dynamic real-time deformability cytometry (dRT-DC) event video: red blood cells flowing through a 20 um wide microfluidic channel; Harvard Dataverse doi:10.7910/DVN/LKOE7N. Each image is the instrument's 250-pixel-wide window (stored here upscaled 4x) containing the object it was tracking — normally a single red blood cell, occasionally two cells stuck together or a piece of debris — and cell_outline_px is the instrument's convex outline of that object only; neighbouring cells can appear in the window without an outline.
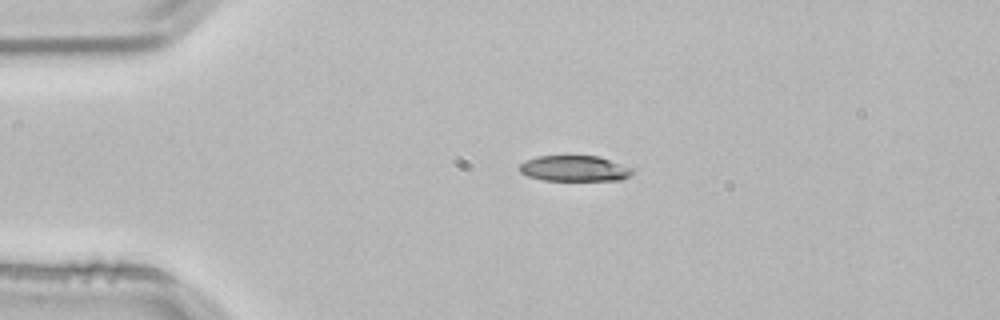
{"species": "common noctule bat (a hibernating species)", "species_latin": "Nyctalus noctula", "temperature_condition": "room temperature", "stored_images_in_passage": 3, "camera_frame_rate_fps": 3000, "um_per_image_px": 0.085, "animal": {"sex": "male", "body_mass_g": 21.5, "forearm_length_mm": 52.0}, "frame": {"image": 1, "passage_image": 1, "time_ms": 0.0, "image_size_px": [1000, 320], "cell_outline_px": [[632, 172], [628, 176], [620, 180], [544, 180], [528, 176], [520, 172], [520, 164], [524, 160], [536, 156], [600, 156], [632, 168]], "centroid_in_image_um": [48.8, 14.31], "position_along_channel_um": 36.2, "area_um2": 16.82}}